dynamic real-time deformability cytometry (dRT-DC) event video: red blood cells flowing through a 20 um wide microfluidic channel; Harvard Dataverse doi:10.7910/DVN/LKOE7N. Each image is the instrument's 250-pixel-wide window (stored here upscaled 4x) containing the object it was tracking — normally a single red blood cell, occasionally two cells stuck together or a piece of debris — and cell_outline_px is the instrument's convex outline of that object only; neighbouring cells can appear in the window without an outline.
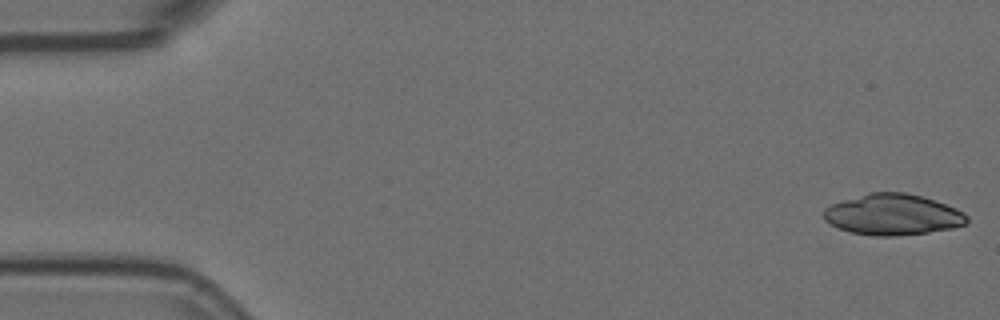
{"species": "Egyptian fruit bat (a non-hibernating species)", "species_latin": "Rousettus aegyptiacus", "temperature_condition": "room temperature", "stored_images_in_passage": 41, "camera_frame_rate_fps": 3000, "um_per_image_px": 0.085, "animal": {"sex": "female"}, "frame": {"image": 1, "passage_image": 1, "time_ms": 0.0, "image_size_px": [1000, 320], "cell_outline_px": [[968, 224], [952, 228], [928, 232], [892, 236], [876, 236], [852, 232], [840, 228], [824, 220], [824, 208], [832, 204], [868, 192], [904, 192], [920, 196], [956, 208], [964, 212], [968, 216]], "centroid_in_image_um": [75.91, 18.24], "position_along_channel_um": 9.1, "area_um2": 33.93}, "authors_computed_cell_mechanics": {"area_um2": 21.6172, "velocity_mm_per_s": 3.6961, "shape_relaxation_time_tau1_ms": 1.2065, "shape_relaxation_time_tau2_ms": 5.205, "deformation_change_tau1": 0.2598, "deformation_change_tau2": 0.1432}}